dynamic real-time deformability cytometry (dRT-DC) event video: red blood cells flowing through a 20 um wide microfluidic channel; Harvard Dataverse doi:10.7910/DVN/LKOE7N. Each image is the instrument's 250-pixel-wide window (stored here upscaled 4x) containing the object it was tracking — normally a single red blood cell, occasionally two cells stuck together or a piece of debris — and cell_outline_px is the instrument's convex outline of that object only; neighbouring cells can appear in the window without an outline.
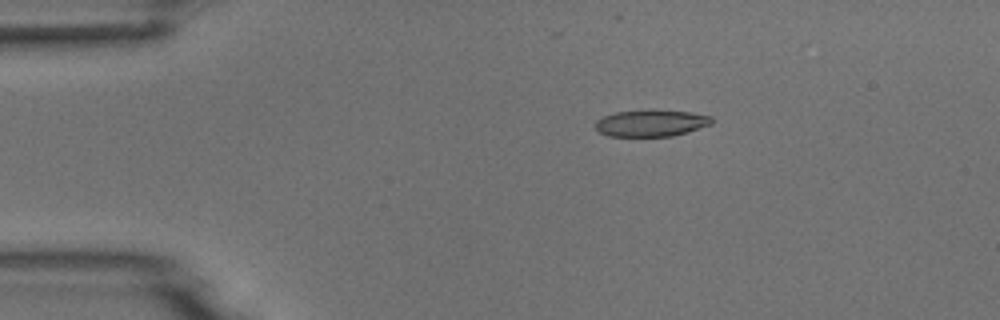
{"species": "common noctule bat (a hibernating species)", "species_latin": "Nyctalus noctula", "temperature_condition": "room temperature", "stored_images_in_passage": 5, "camera_frame_rate_fps": 3000, "um_per_image_px": 0.085, "animal": {"sex": "male", "body_mass_g": 18.8}, "frame": {"image": 1, "passage_image": 2, "time_ms": 2.0, "image_size_px": [1000, 320], "cell_outline_px": [[712, 124], [688, 132], [672, 136], [608, 136], [600, 132], [596, 128], [596, 120], [604, 116], [616, 112], [652, 108], [692, 112], [712, 116]], "centroid_in_image_um": [55.38, 10.44], "position_along_channel_um": 29.6, "area_um2": 18.5}}
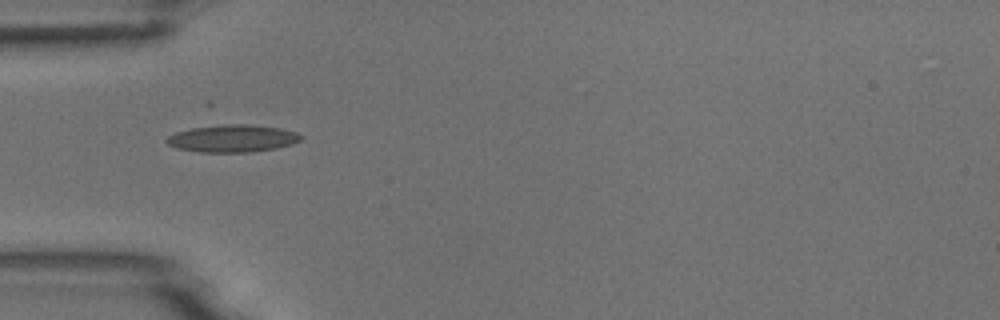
{"frame": {"image": 2, "passage_image": 4, "time_ms": 4.333, "image_size_px": [1000, 320], "cell_outline_px": [[304, 136], [300, 140], [292, 144], [276, 148], [252, 152], [200, 152], [176, 148], [168, 144], [164, 140], [168, 136], [176, 132], [192, 128], [224, 124], [244, 124], [280, 128], [296, 132]], "centroid_in_image_um": [19.76, 11.77], "position_along_channel_um": 65.2, "area_um2": 21.39}}